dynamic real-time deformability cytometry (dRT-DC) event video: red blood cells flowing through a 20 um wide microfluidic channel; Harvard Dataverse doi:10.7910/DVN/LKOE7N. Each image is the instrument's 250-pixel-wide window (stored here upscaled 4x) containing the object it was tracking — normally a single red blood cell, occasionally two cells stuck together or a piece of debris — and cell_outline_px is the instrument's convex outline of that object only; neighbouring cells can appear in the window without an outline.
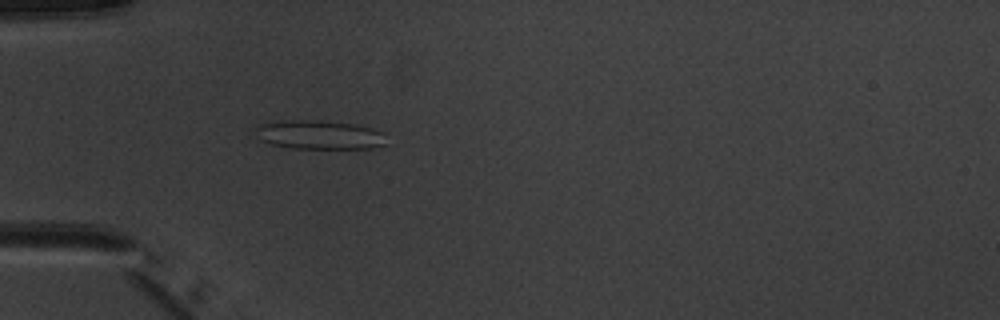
{"species": "common noctule bat (a hibernating species)", "species_latin": "Nyctalus noctula", "temperature_condition": "warm", "stored_images_in_passage": 4, "camera_frame_rate_fps": 3000, "um_per_image_px": 0.085, "animal": {"sex": "male", "body_mass_g": 20.1, "forearm_length_mm": 53.5}, "frame": {"image": 1, "passage_image": 4, "time_ms": 3.333, "image_size_px": [1000, 320], "cell_outline_px": [[388, 144], [372, 148], [292, 148], [268, 144], [260, 140], [256, 136], [256, 128], [260, 124], [284, 120], [316, 120], [356, 124], [372, 128], [384, 132]], "centroid_in_image_um": [27.17, 11.46], "position_along_channel_um": 57.8, "area_um2": 22.31}}